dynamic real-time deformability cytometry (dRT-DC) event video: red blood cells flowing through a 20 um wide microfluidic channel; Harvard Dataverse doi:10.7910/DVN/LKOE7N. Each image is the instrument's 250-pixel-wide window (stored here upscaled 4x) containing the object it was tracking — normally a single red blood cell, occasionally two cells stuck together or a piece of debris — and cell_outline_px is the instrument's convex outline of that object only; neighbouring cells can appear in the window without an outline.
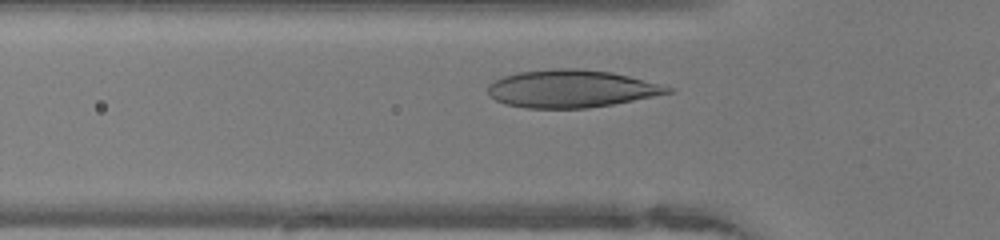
{"species": "human", "species_latin": "Homo sapiens", "temperature_condition": "warm", "stored_images_in_passage": 31, "camera_frame_rate_fps": 3000, "um_per_image_px": 0.085, "donor": {"sex": "female"}, "frame": {"image": 1, "passage_image": 7, "time_ms": 2.0, "image_size_px": [1000, 240], "cell_outline_px": [[676, 92], [612, 104], [588, 108], [524, 108], [504, 104], [488, 96], [488, 84], [504, 76], [516, 72], [552, 68], [576, 68], [612, 72], [676, 88]], "centroid_in_image_um": [48.55, 7.54], "position_along_channel_um": 77.2, "area_um2": 39.65}}
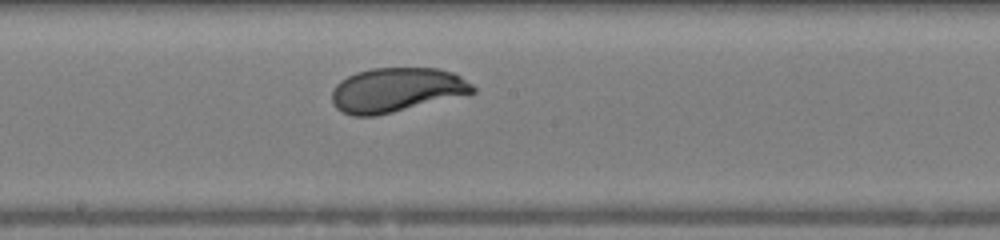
{"frame": {"image": 2, "passage_image": 17, "time_ms": 5.333, "image_size_px": [1000, 240], "cell_outline_px": [[476, 92], [376, 116], [352, 116], [336, 108], [332, 104], [332, 88], [340, 80], [356, 72], [372, 68], [440, 68], [452, 72], [460, 76], [472, 84], [476, 88]], "centroid_in_image_um": [33.67, 7.64], "position_along_channel_um": 214.5, "area_um2": 36.36}}
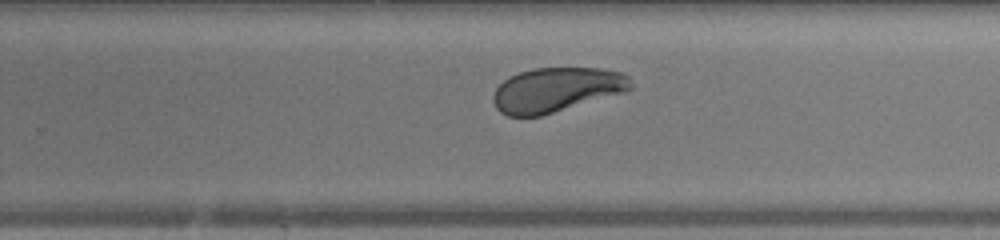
{"frame": {"image": 3, "passage_image": 22, "time_ms": 7.0, "image_size_px": [1000, 240], "cell_outline_px": [[632, 88], [624, 92], [540, 116], [508, 116], [500, 112], [496, 108], [492, 100], [492, 96], [496, 88], [504, 80], [520, 72], [532, 68], [600, 68], [624, 72], [628, 76], [632, 84]], "centroid_in_image_um": [47.29, 7.62], "position_along_channel_um": 282.5, "area_um2": 35.55}, "authors_computed_cell_mechanics": {"area_um2": 36.992, "velocity_mm_per_s": 4.1047, "shape_relaxation_time_tau1_ms": 1.8242, "shape_relaxation_time_tau2_ms": null, "deformation_change_tau1": 0.1023, "deformation_change_tau2": null}}